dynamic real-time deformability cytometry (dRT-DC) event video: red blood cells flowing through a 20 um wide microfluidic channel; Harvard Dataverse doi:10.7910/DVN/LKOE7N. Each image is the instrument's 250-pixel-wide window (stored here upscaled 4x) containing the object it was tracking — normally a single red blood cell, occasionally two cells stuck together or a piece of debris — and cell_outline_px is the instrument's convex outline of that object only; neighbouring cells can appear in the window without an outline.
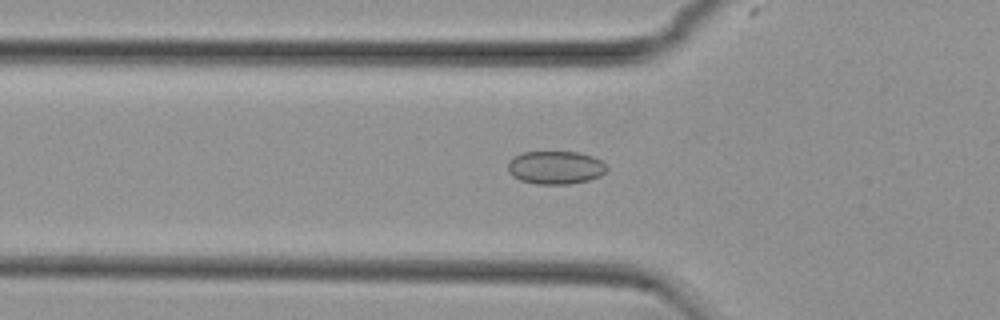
{"species": "common noctule bat (a hibernating species)", "species_latin": "Nyctalus noctula", "temperature_condition": "cold", "stored_images_in_passage": 53, "camera_frame_rate_fps": 3000, "um_per_image_px": 0.085, "animal": {"sex": "female", "body_mass_g": 29.2, "forearm_length_mm": 56.3}, "frame": {"image": 1, "passage_image": 17, "time_ms": 5.333, "image_size_px": [1000, 320], "cell_outline_px": [[608, 168], [600, 176], [588, 180], [572, 184], [536, 184], [520, 180], [512, 176], [508, 172], [508, 160], [524, 152], [576, 152], [592, 156], [600, 160]], "centroid_in_image_um": [47.2, 14.25], "position_along_channel_um": 78.6, "area_um2": 19.07}}
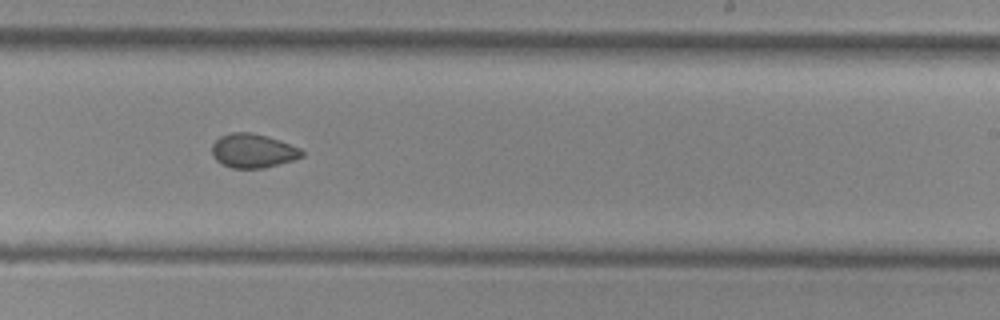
{"frame": {"image": 2, "passage_image": 32, "time_ms": 10.333, "image_size_px": [1000, 320], "cell_outline_px": [[304, 156], [292, 160], [264, 168], [232, 168], [216, 160], [212, 156], [212, 144], [220, 136], [232, 132], [252, 132], [300, 148], [304, 152]], "centroid_in_image_um": [21.47, 12.82], "position_along_channel_um": 267.5, "area_um2": 17.57}}
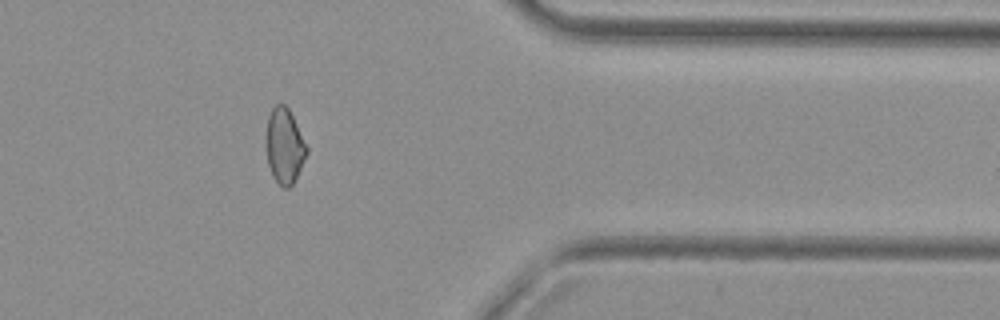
{"frame": {"image": 3, "passage_image": 43, "time_ms": 14.0, "image_size_px": [1000, 320], "cell_outline_px": [[308, 152], [292, 184], [288, 188], [284, 188], [272, 176], [268, 164], [268, 116], [272, 108], [276, 104], [284, 104], [288, 108], [308, 148]], "centroid_in_image_um": [24.2, 12.41], "position_along_channel_um": 387.2, "area_um2": 17.05}, "authors_computed_cell_mechanics": {"area_um2": 18.4382, "velocity_mm_per_s": 3.7709, "shape_relaxation_time_tau1_ms": null, "shape_relaxation_time_tau2_ms": 1.6935, "deformation_change_tau1": null, "deformation_change_tau2": 0.0448}}